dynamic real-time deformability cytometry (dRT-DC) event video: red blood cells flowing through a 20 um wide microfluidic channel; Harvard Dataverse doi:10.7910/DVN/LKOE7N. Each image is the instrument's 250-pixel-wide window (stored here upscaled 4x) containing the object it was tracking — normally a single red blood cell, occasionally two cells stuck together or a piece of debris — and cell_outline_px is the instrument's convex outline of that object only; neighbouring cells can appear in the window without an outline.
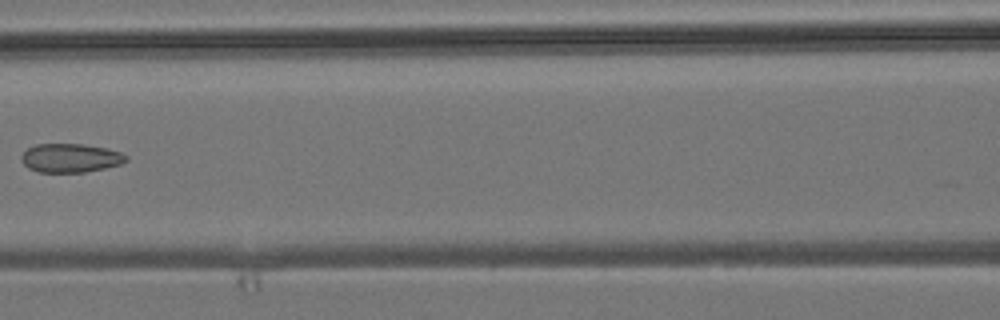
{"species": "common noctule bat (a hibernating species)", "species_latin": "Nyctalus noctula", "temperature_condition": "room temperature", "stored_images_in_passage": 6, "camera_frame_rate_fps": 3000, "um_per_image_px": 0.085, "animal": {"sex": "male", "body_mass_g": 19.2, "forearm_length_mm": 51.8}, "frame": {"image": 1, "passage_image": 6, "time_ms": 6.667, "image_size_px": [1000, 320], "cell_outline_px": [[128, 160], [120, 164], [104, 168], [84, 172], [40, 172], [28, 168], [20, 160], [20, 156], [28, 148], [36, 144], [84, 144], [108, 148], [120, 152], [128, 156]], "centroid_in_image_um": [5.99, 13.42], "position_along_channel_um": 160.6, "area_um2": 17.63}}